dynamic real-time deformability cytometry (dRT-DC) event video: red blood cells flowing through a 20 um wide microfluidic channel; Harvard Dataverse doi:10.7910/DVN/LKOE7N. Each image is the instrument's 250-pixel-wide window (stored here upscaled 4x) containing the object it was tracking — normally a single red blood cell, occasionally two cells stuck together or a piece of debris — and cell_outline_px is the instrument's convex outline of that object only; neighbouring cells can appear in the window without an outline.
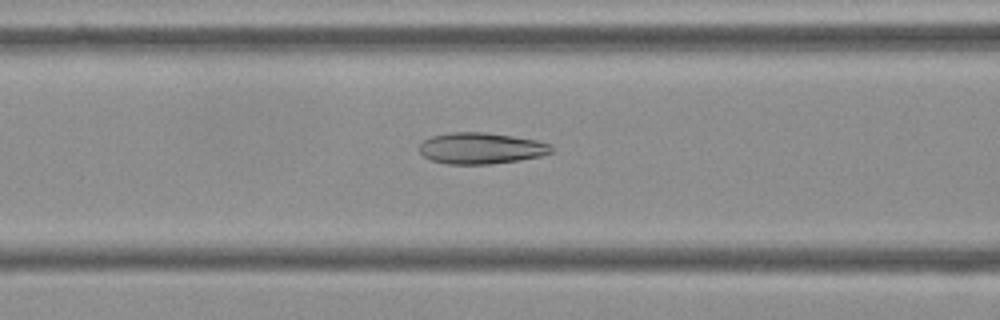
{"species": "Egyptian fruit bat (a non-hibernating species)", "species_latin": "Rousettus aegyptiacus", "temperature_condition": "cold", "stored_images_in_passage": 52, "camera_frame_rate_fps": 3000, "um_per_image_px": 0.085, "frame": {"image": 1, "passage_image": 19, "time_ms": 6.0, "image_size_px": [1000, 320], "cell_outline_px": [[552, 152], [540, 156], [520, 160], [492, 164], [448, 164], [432, 160], [424, 156], [420, 152], [420, 144], [424, 140], [432, 136], [448, 132], [484, 132], [512, 136], [536, 140], [552, 144]], "centroid_in_image_um": [40.9, 12.6], "position_along_channel_um": 125.7, "area_um2": 24.04}}
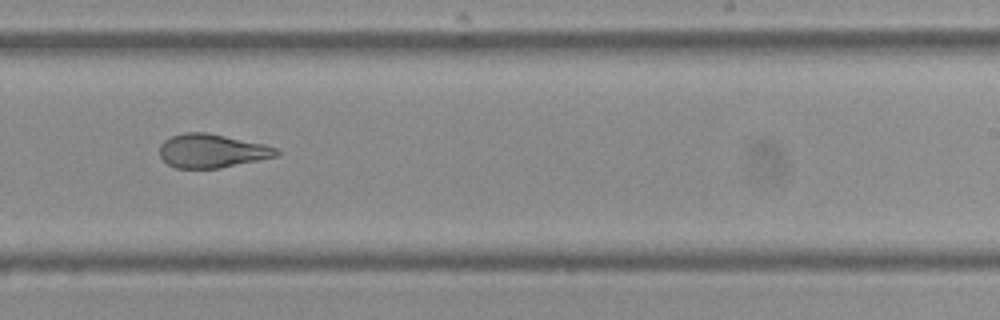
{"frame": {"image": 2, "passage_image": 31, "time_ms": 10.0, "image_size_px": [1000, 320], "cell_outline_px": [[280, 156], [220, 168], [176, 168], [168, 164], [160, 156], [160, 144], [164, 140], [172, 136], [184, 132], [208, 132], [264, 144], [276, 148], [280, 152]], "centroid_in_image_um": [18.03, 12.82], "position_along_channel_um": 271.0, "area_um2": 23.06}}
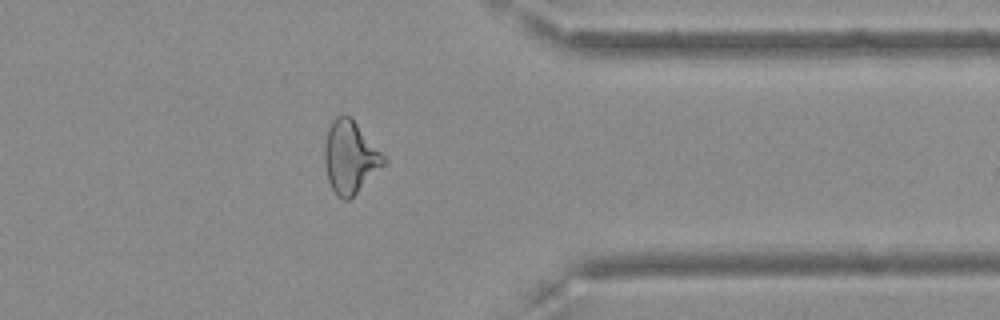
{"frame": {"image": 3, "passage_image": 41, "time_ms": 13.333, "image_size_px": [1000, 320], "cell_outline_px": [[388, 160], [348, 200], [344, 200], [332, 188], [328, 180], [324, 160], [324, 148], [328, 128], [332, 120], [336, 116], [352, 116]], "centroid_in_image_um": [29.75, 13.3], "position_along_channel_um": 381.6, "area_um2": 24.57}, "authors_computed_cell_mechanics": {"area_um2": 24.9696, "velocity_mm_per_s": 3.6315, "shape_relaxation_time_tau1_ms": null, "shape_relaxation_time_tau2_ms": 1.9214, "deformation_change_tau1": null, "deformation_change_tau2": 0.0971}}